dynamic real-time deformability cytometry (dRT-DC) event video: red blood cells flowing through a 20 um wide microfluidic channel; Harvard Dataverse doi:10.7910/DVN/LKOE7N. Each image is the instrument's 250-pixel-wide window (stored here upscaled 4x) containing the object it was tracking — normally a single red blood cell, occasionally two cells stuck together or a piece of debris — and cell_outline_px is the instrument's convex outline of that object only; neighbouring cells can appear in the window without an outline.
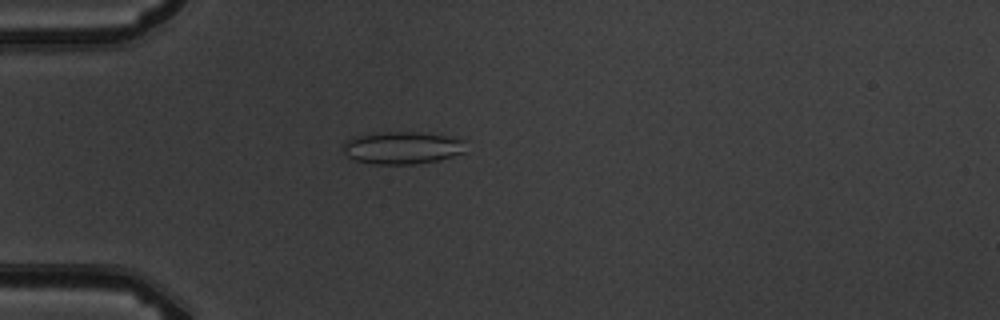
{"species": "common noctule bat (a hibernating species)", "species_latin": "Nyctalus noctula", "temperature_condition": "warm", "stored_images_in_passage": 6, "camera_frame_rate_fps": 3000, "um_per_image_px": 0.085, "animal": {"sex": "male", "body_mass_g": 19.5, "forearm_length_mm": 54.6}, "frame": {"image": 1, "passage_image": 5, "time_ms": 4.667, "image_size_px": [1000, 320], "cell_outline_px": [[464, 152], [452, 156], [436, 160], [416, 164], [372, 164], [356, 160], [348, 156], [344, 152], [340, 144], [344, 140], [356, 136], [388, 132], [416, 132], [448, 136], [464, 140]], "centroid_in_image_um": [34.14, 12.56], "position_along_channel_um": 50.9, "area_um2": 23.06}}